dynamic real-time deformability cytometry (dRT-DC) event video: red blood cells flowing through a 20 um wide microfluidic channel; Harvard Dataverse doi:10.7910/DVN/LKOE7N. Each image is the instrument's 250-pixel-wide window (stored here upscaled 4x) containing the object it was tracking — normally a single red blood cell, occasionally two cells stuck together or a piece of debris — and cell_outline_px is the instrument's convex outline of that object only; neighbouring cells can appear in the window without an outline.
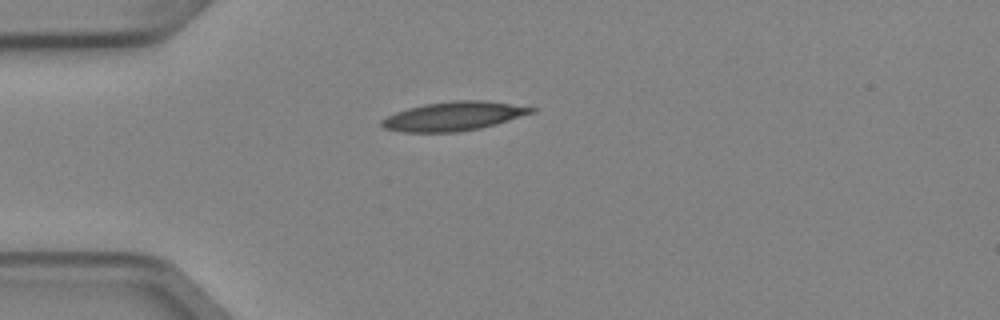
{"species": "Egyptian fruit bat (a non-hibernating species)", "species_latin": "Rousettus aegyptiacus", "temperature_condition": "cold", "stored_images_in_passage": 6, "camera_frame_rate_fps": 3000, "um_per_image_px": 0.085, "animal": {"sex": "female"}, "frame": {"image": 1, "passage_image": 5, "time_ms": 1.333, "image_size_px": [1000, 320], "cell_outline_px": [[536, 112], [496, 124], [480, 128], [456, 132], [404, 132], [384, 128], [380, 124], [380, 120], [396, 112], [408, 108], [424, 104], [452, 100], [488, 100], [536, 108]], "centroid_in_image_um": [38.57, 9.87], "position_along_channel_um": 46.4, "area_um2": 25.32}}